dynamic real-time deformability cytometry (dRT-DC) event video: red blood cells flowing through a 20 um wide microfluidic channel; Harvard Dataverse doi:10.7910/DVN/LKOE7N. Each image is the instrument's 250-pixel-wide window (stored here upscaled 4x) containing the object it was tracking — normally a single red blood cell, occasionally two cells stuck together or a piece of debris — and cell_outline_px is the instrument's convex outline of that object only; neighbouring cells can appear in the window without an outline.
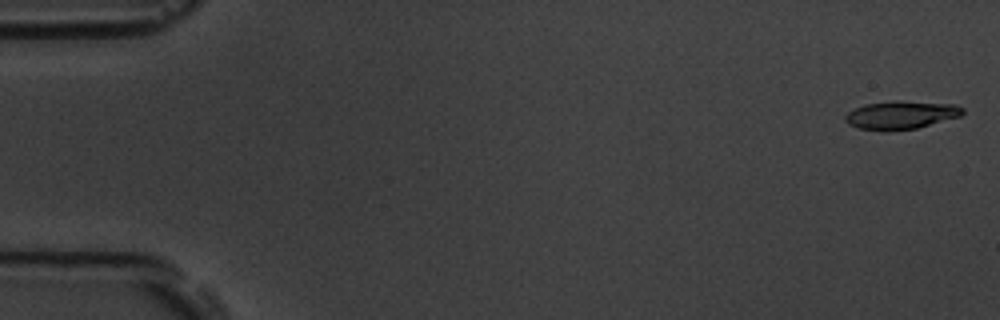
{"species": "common noctule bat (a hibernating species)", "species_latin": "Nyctalus noctula", "temperature_condition": "room temperature", "stored_images_in_passage": 17, "camera_frame_rate_fps": 3000, "um_per_image_px": 0.085, "animal": {"sex": "male", "body_mass_g": 19.5, "forearm_length_mm": 54.6}, "frame": {"image": 1, "passage_image": 1, "time_ms": 0.0, "image_size_px": [1000, 320], "cell_outline_px": [[964, 112], [960, 116], [916, 128], [884, 132], [860, 128], [848, 124], [844, 120], [844, 116], [848, 112], [864, 104], [896, 100], [956, 104], [964, 108]], "centroid_in_image_um": [76.57, 9.77], "position_along_channel_um": 8.4, "area_um2": 19.42}}
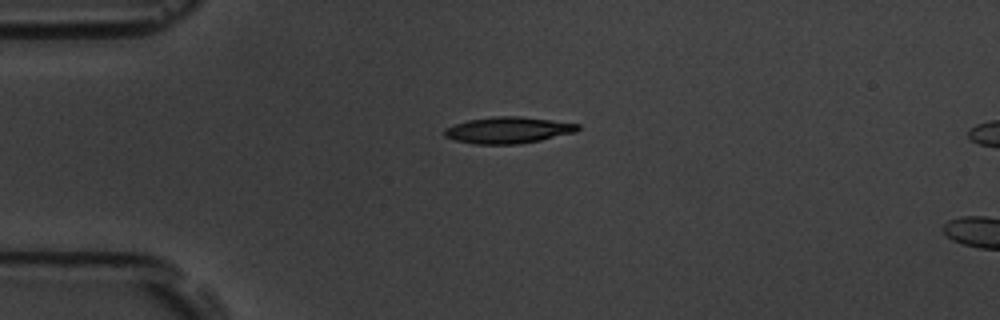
{"frame": {"image": 2, "passage_image": 13, "time_ms": 4.0, "image_size_px": [1000, 320], "cell_outline_px": [[580, 128], [576, 132], [540, 140], [520, 144], [476, 144], [456, 140], [444, 136], [444, 128], [468, 120], [492, 116], [520, 116], [552, 120], [580, 124]], "centroid_in_image_um": [43.2, 11.05], "position_along_channel_um": 41.8, "area_um2": 20.52}}